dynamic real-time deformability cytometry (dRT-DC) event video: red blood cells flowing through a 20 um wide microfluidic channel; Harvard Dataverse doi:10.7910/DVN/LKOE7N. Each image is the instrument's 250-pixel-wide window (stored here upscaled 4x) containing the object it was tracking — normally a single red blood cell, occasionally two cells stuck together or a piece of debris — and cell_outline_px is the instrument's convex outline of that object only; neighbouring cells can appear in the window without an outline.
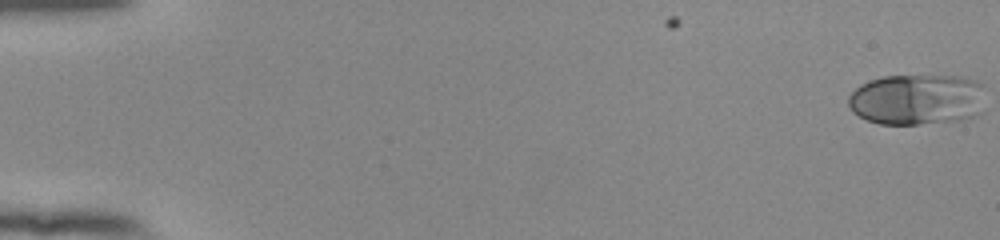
{"species": "human", "species_latin": "Homo sapiens", "temperature_condition": "room temperature", "stored_images_in_passage": 54, "camera_frame_rate_fps": 3000, "um_per_image_px": 0.085, "donor": {"sex": "female"}, "frame": {"image": 1, "passage_image": 1, "time_ms": 0.0, "image_size_px": [1000, 240], "cell_outline_px": [[984, 88], [976, 116], [968, 120], [920, 124], [880, 124], [868, 120], [852, 112], [848, 104], [848, 96], [860, 84], [868, 80], [884, 76], [964, 76], [976, 80]], "centroid_in_image_um": [77.92, 8.46], "position_along_channel_um": 7.1, "area_um2": 40.86}}
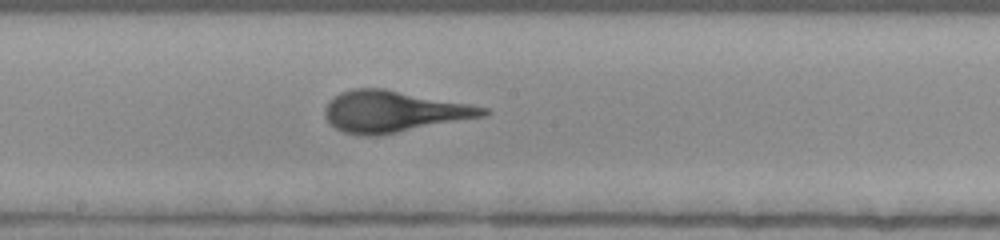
{"frame": {"image": 2, "passage_image": 31, "time_ms": 10.0, "image_size_px": [1000, 240], "cell_outline_px": [[492, 112], [484, 116], [376, 136], [360, 136], [344, 132], [336, 128], [324, 116], [324, 108], [328, 100], [340, 92], [352, 88], [384, 88], [472, 104], [488, 108]], "centroid_in_image_um": [33.44, 9.46], "position_along_channel_um": 214.8, "area_um2": 38.26}}
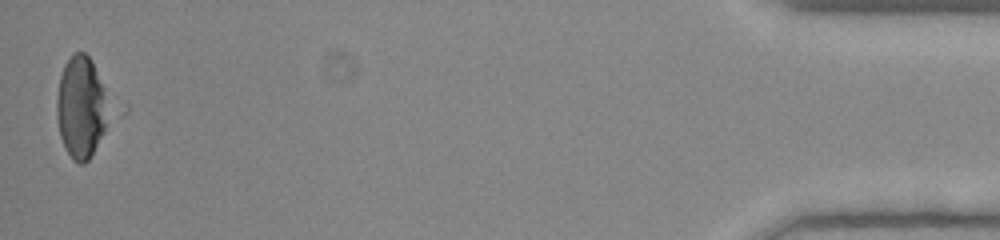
{"frame": {"image": 3, "passage_image": 54, "time_ms": 17.667, "image_size_px": [1000, 240], "cell_outline_px": [[108, 116], [104, 132], [88, 160], [84, 164], [80, 164], [72, 160], [60, 136], [56, 116], [56, 100], [60, 76], [64, 64], [76, 52], [84, 52], [92, 60], [104, 96]], "centroid_in_image_um": [6.84, 9.15], "position_along_channel_um": 428.4, "area_um2": 30.06}}